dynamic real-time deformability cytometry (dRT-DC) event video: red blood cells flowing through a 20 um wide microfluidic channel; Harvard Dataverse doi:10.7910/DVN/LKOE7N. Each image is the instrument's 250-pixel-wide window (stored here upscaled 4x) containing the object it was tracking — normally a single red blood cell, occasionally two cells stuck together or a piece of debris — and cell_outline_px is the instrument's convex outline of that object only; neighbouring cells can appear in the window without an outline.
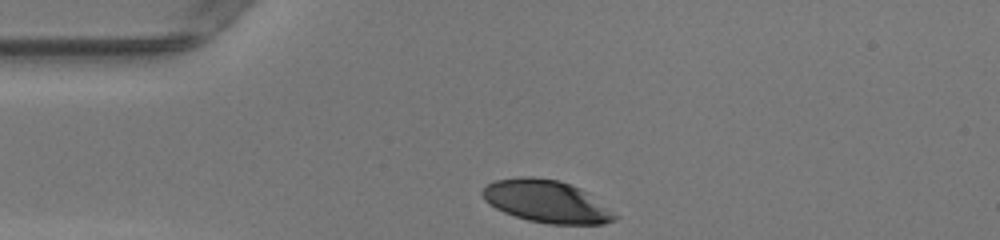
{"species": "human", "species_latin": "Homo sapiens", "temperature_condition": "warm", "stored_images_in_passage": 28, "camera_frame_rate_fps": 3000, "um_per_image_px": 0.085, "donor": {"sex": "female"}, "frame": {"image": 1, "passage_image": 1, "time_ms": 0.0, "image_size_px": [1000, 240], "cell_outline_px": [[620, 216], [616, 220], [604, 224], [548, 224], [528, 220], [504, 212], [488, 204], [484, 200], [480, 192], [488, 184], [496, 180], [520, 176], [532, 176], [560, 180], [580, 188], [588, 192]], "centroid_in_image_um": [46.48, 17.12], "position_along_channel_um": 38.5, "area_um2": 33.0}}
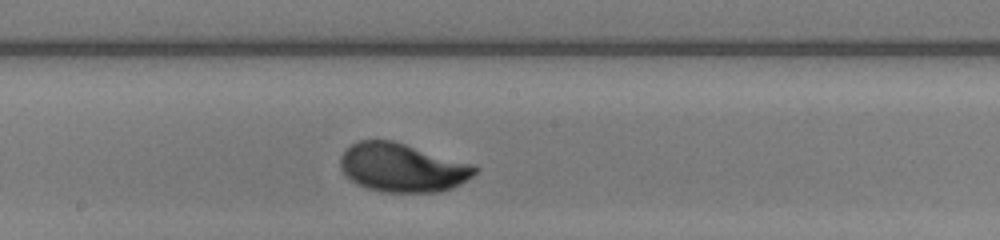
{"frame": {"image": 2, "passage_image": 16, "time_ms": 5.0, "image_size_px": [1000, 240], "cell_outline_px": [[480, 168], [472, 176], [460, 184], [452, 188], [440, 192], [380, 192], [356, 184], [340, 168], [340, 156], [352, 144], [360, 140], [392, 140], [476, 164]], "centroid_in_image_um": [34.24, 14.25], "position_along_channel_um": 214.0, "area_um2": 38.32}}
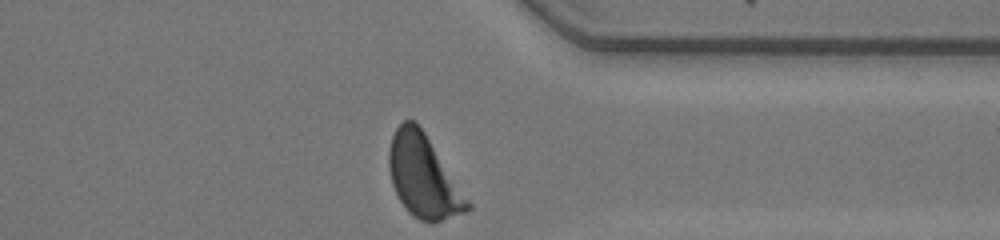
{"frame": {"image": 3, "passage_image": 28, "time_ms": 9.0, "image_size_px": [1000, 240], "cell_outline_px": [[472, 208], [464, 212], [440, 220], [420, 220], [412, 216], [408, 212], [400, 200], [392, 184], [388, 168], [388, 152], [392, 136], [396, 128], [404, 120], [416, 120], [472, 204]], "centroid_in_image_um": [35.97, 14.97], "position_along_channel_um": 375.4, "area_um2": 37.17}, "authors_computed_cell_mechanics": {"area_um2": 37.6278, "velocity_mm_per_s": 4.1635, "shape_relaxation_time_tau1_ms": 2.3517, "shape_relaxation_time_tau2_ms": null, "deformation_change_tau1": 0.1692, "deformation_change_tau2": null}}